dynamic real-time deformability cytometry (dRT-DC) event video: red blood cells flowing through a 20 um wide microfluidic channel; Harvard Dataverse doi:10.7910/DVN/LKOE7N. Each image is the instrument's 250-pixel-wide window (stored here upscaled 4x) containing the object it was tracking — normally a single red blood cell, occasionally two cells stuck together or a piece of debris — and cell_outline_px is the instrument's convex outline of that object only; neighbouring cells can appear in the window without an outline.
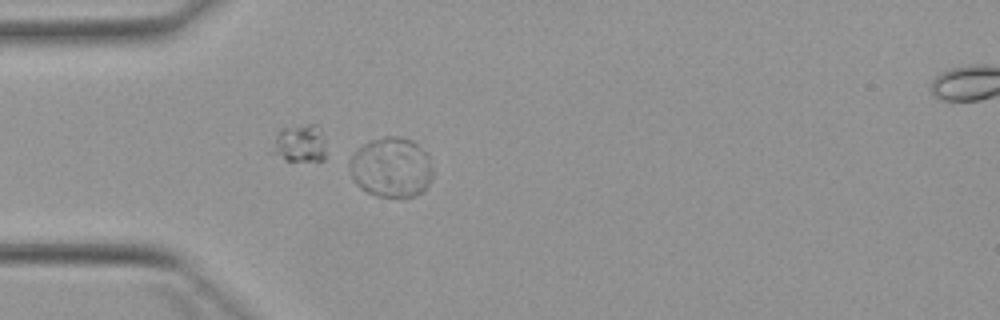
{"species": "Egyptian fruit bat (a non-hibernating species)", "species_latin": "Rousettus aegyptiacus", "temperature_condition": "warm", "stored_images_in_passage": 2, "segment_of_instrument_passage": [1, 2], "camera_frame_rate_fps": 3000, "um_per_image_px": 0.085, "animal": {"sex": "female"}, "frame": {"image": 1, "passage_image": 1, "time_ms": 0.0, "image_size_px": [1000, 320], "cell_outline_px": [[432, 176], [428, 184], [420, 192], [412, 196], [376, 196], [360, 188], [356, 184], [352, 176], [348, 164], [352, 156], [368, 140], [384, 136], [400, 136], [412, 140], [428, 152], [432, 172]], "centroid_in_image_um": [33.25, 14.19], "position_along_channel_um": 51.7, "area_um2": 29.02}}